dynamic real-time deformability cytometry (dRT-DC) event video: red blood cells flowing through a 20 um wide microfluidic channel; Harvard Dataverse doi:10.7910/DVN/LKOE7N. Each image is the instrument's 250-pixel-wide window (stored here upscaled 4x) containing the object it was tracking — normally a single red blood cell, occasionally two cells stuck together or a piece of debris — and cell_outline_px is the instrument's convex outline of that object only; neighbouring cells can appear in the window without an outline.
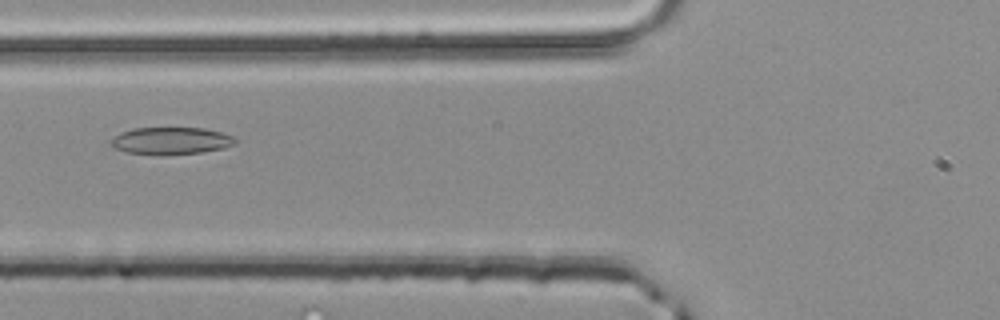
{"species": "common noctule bat (a hibernating species)", "species_latin": "Nyctalus noctula", "temperature_condition": "room temperature", "stored_images_in_passage": 5, "segment_of_instrument_passage": [2, 2], "camera_frame_rate_fps": 3000, "um_per_image_px": 0.085, "animal": {"sex": "male", "body_mass_g": 20.4}, "frame": {"image": 1, "passage_image": 5, "time_ms": 1.333, "image_size_px": [1000, 320], "cell_outline_px": [[236, 144], [224, 148], [200, 152], [164, 156], [156, 156], [128, 152], [116, 148], [112, 144], [112, 140], [120, 132], [132, 128], [204, 128], [220, 132], [232, 136], [236, 140]], "centroid_in_image_um": [14.55, 11.98], "position_along_channel_um": 111.3, "area_um2": 19.77}}